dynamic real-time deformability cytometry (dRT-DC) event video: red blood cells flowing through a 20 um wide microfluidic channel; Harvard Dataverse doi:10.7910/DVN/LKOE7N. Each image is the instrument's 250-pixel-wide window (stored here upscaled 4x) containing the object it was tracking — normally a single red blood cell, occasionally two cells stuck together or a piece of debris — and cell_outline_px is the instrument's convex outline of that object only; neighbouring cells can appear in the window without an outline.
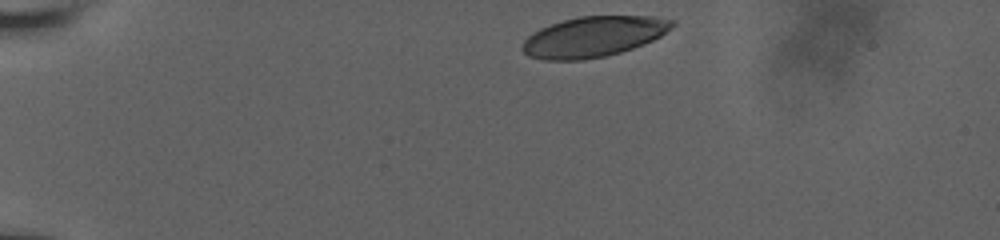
{"species": "human", "species_latin": "Homo sapiens", "temperature_condition": "room temperature", "stored_images_in_passage": 37, "camera_frame_rate_fps": 3000, "um_per_image_px": 0.085, "donor": {"sex": "male"}, "frame": {"image": 1, "passage_image": 1, "time_ms": 0.0, "image_size_px": [1000, 240], "cell_outline_px": [[676, 24], [672, 28], [660, 36], [652, 40], [632, 48], [620, 52], [604, 56], [580, 60], [544, 60], [528, 56], [520, 48], [524, 40], [528, 36], [540, 28], [564, 20], [580, 16], [652, 16], [676, 20]], "centroid_in_image_um": [50.45, 3.11], "position_along_channel_um": 34.5, "area_um2": 35.2}}
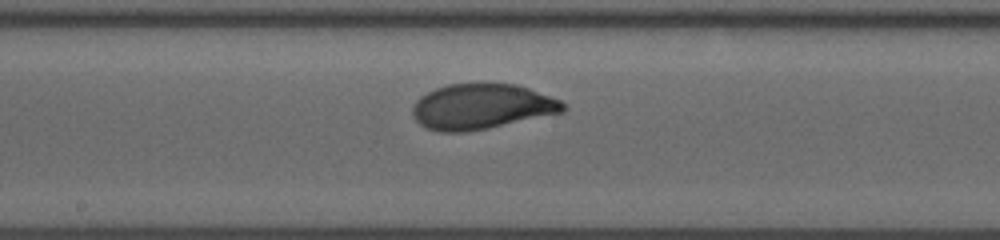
{"frame": {"image": 2, "passage_image": 21, "time_ms": 6.667, "image_size_px": [1000, 240], "cell_outline_px": [[568, 108], [564, 112], [488, 128], [468, 132], [440, 132], [424, 128], [412, 116], [412, 108], [416, 100], [420, 96], [436, 88], [448, 84], [516, 84], [528, 88], [560, 100]], "centroid_in_image_um": [40.91, 9.07], "position_along_channel_um": 207.3, "area_um2": 39.77}}
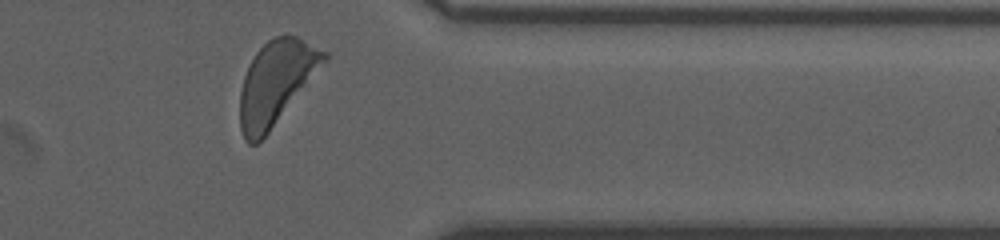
{"frame": {"image": 3, "passage_image": 36, "time_ms": 11.667, "image_size_px": [1000, 240], "cell_outline_px": [[328, 60], [268, 132], [256, 144], [248, 144], [244, 140], [240, 128], [240, 92], [244, 76], [256, 52], [268, 40], [276, 36], [296, 36], [328, 52]], "centroid_in_image_um": [23.47, 7.02], "position_along_channel_um": 387.9, "area_um2": 40.34}, "authors_computed_cell_mechanics": {"area_um2": 38.9572, "velocity_mm_per_s": 3.7807, "shape_relaxation_time_tau1_ms": 3.2794, "shape_relaxation_time_tau2_ms": null, "deformation_change_tau1": 0.1866, "deformation_change_tau2": null}}